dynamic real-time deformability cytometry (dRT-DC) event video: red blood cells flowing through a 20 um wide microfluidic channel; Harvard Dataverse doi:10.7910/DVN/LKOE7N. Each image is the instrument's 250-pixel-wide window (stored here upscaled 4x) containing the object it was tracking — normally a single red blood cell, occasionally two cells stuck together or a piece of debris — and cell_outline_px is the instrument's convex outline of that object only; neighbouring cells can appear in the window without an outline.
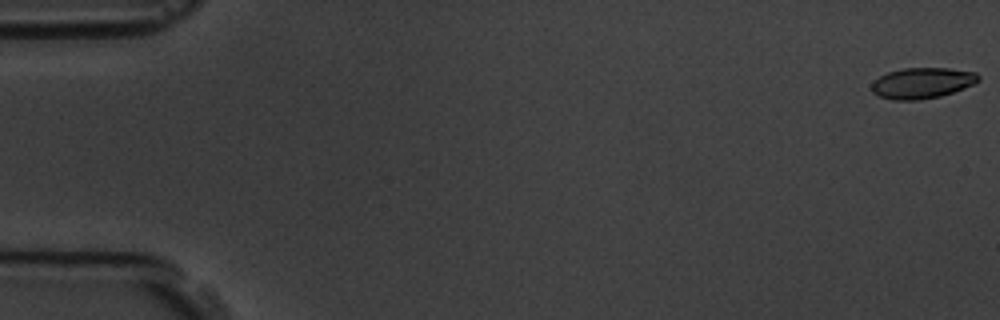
{"species": "common noctule bat (a hibernating species)", "species_latin": "Nyctalus noctula", "temperature_condition": "room temperature", "stored_images_in_passage": 7, "camera_frame_rate_fps": 3000, "um_per_image_px": 0.085, "animal": {"sex": "male", "body_mass_g": 19.5, "forearm_length_mm": 54.6}, "frame": {"image": 1, "passage_image": 1, "time_ms": 0.0, "image_size_px": [1000, 320], "cell_outline_px": [[980, 80], [964, 88], [940, 96], [920, 100], [892, 100], [880, 96], [872, 92], [872, 84], [880, 76], [888, 72], [904, 68], [948, 68], [976, 72], [980, 76]], "centroid_in_image_um": [78.39, 7.05], "position_along_channel_um": 6.6, "area_um2": 19.07}}
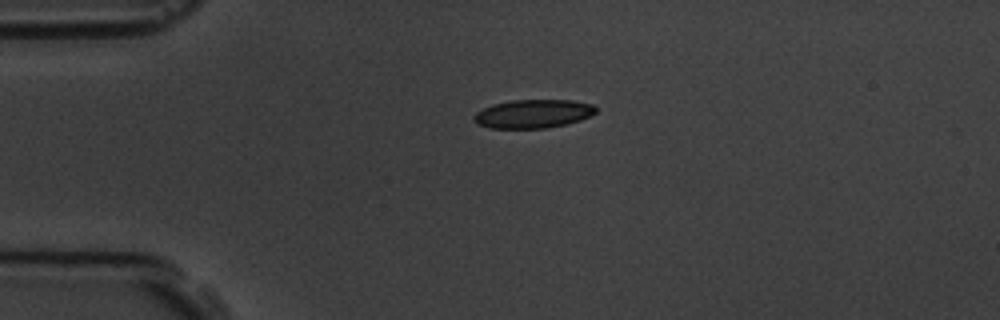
{"frame": {"image": 2, "passage_image": 5, "time_ms": 4.333, "image_size_px": [1000, 320], "cell_outline_px": [[596, 112], [580, 120], [564, 124], [544, 128], [488, 128], [476, 124], [472, 120], [472, 116], [476, 112], [492, 104], [512, 100], [572, 100], [592, 104], [596, 108]], "centroid_in_image_um": [45.25, 9.67], "position_along_channel_um": 39.7, "area_um2": 20.29}}
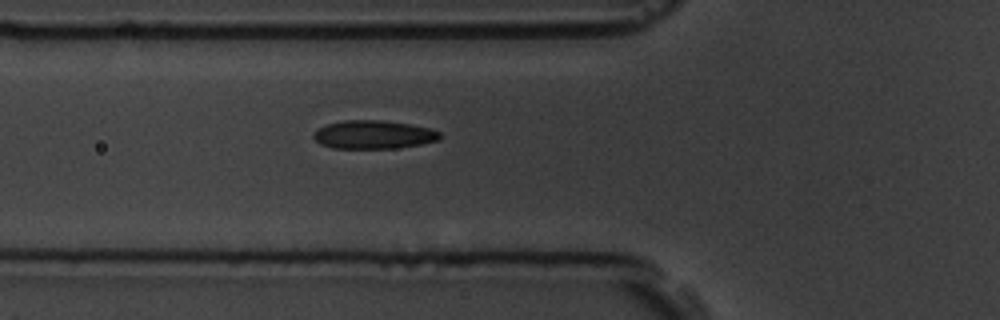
{"frame": {"image": 3, "passage_image": 7, "time_ms": 6.667, "image_size_px": [1000, 320], "cell_outline_px": [[440, 140], [420, 144], [396, 148], [332, 148], [320, 144], [312, 136], [320, 128], [328, 124], [344, 120], [380, 120], [412, 124], [432, 128], [440, 132]], "centroid_in_image_um": [31.79, 11.44], "position_along_channel_um": 94.0, "area_um2": 20.87}}